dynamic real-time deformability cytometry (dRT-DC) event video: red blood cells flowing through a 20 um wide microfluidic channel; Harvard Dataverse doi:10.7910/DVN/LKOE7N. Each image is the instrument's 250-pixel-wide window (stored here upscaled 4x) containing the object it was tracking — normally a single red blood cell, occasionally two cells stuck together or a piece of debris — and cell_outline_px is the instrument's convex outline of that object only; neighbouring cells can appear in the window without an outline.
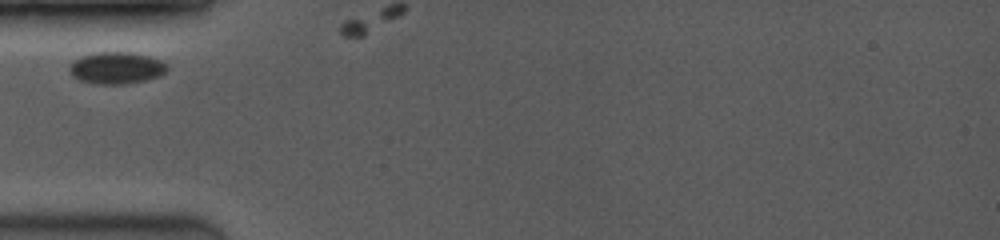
{"species": "common noctule bat (a hibernating species)", "species_latin": "Nyctalus noctula", "temperature_condition": "room temperature", "stored_images_in_passage": 10, "camera_frame_rate_fps": 3500, "um_per_image_px": 0.085, "animal": {"sex": "female", "body_mass_g": 19.0, "forearm_length_mm": 53.3}, "frame": {"image": 1, "passage_image": 1, "time_ms": 0.0, "image_size_px": [1000, 240], "cell_outline_px": [[168, 68], [160, 76], [144, 80], [124, 84], [100, 84], [76, 80], [72, 76], [68, 68], [80, 56], [96, 52], [132, 52], [148, 56], [160, 60], [168, 64]], "centroid_in_image_um": [9.89, 5.77], "position_along_channel_um": 75.1, "area_um2": 18.15}}